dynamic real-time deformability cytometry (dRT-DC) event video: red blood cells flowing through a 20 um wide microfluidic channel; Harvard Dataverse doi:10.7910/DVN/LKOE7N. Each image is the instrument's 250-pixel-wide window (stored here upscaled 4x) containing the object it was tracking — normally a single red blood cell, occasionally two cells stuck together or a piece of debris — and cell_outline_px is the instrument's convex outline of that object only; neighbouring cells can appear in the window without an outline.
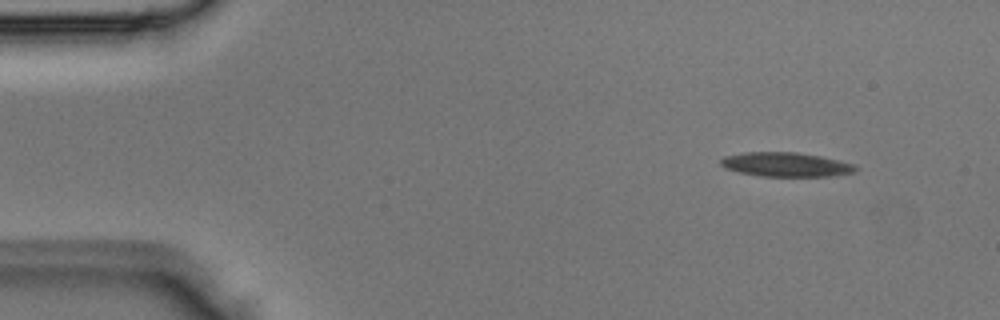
{"species": "Egyptian fruit bat (a non-hibernating species)", "species_latin": "Rousettus aegyptiacus", "temperature_condition": "room temperature", "stored_images_in_passage": 3, "camera_frame_rate_fps": 3000, "um_per_image_px": 0.085, "animal": {"sex": "male"}, "frame": {"image": 1, "passage_image": 1, "time_ms": 0.0, "image_size_px": [1000, 320], "cell_outline_px": [[856, 172], [828, 176], [764, 176], [740, 172], [724, 168], [720, 164], [720, 160], [724, 156], [744, 152], [796, 152], [820, 156], [852, 164], [856, 168]], "centroid_in_image_um": [66.74, 13.98], "position_along_channel_um": 18.3, "area_um2": 18.79}}